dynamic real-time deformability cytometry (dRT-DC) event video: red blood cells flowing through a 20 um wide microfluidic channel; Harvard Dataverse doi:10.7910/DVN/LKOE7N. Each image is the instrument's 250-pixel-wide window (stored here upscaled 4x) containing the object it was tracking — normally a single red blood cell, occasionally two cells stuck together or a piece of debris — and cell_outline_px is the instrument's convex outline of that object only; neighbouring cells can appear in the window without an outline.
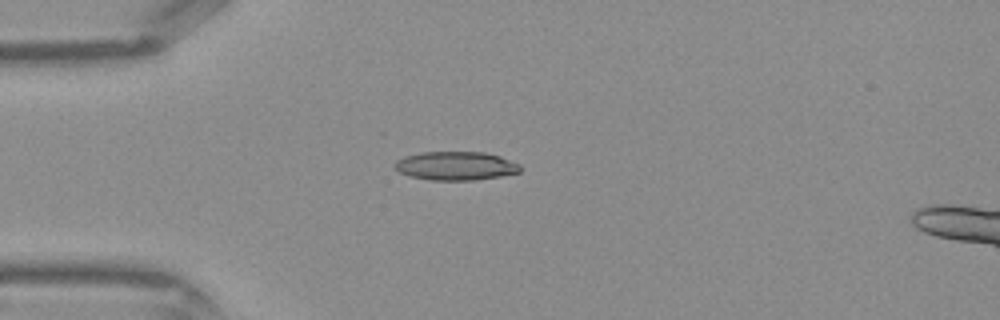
{"species": "Egyptian fruit bat (a non-hibernating species)", "species_latin": "Rousettus aegyptiacus", "temperature_condition": "warm", "stored_images_in_passage": 33, "camera_frame_rate_fps": 3000, "um_per_image_px": 0.085, "frame": {"image": 1, "passage_image": 2, "time_ms": 0.333, "image_size_px": [1000, 320], "cell_outline_px": [[520, 172], [500, 176], [476, 180], [432, 180], [412, 176], [400, 172], [392, 164], [396, 160], [404, 156], [420, 152], [484, 152], [500, 156], [520, 164]], "centroid_in_image_um": [38.73, 14.09], "position_along_channel_um": 46.3, "area_um2": 20.92}}
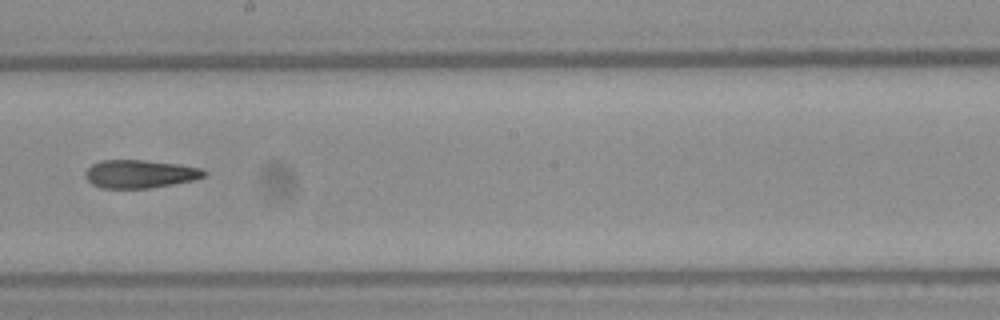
{"frame": {"image": 2, "passage_image": 15, "time_ms": 4.667, "image_size_px": [1000, 320], "cell_outline_px": [[208, 172], [204, 176], [192, 180], [172, 184], [148, 188], [100, 188], [92, 184], [84, 176], [84, 172], [92, 164], [100, 160], [144, 160], [180, 164], [204, 168]], "centroid_in_image_um": [11.89, 14.77], "position_along_channel_um": 236.3, "area_um2": 19.59}}
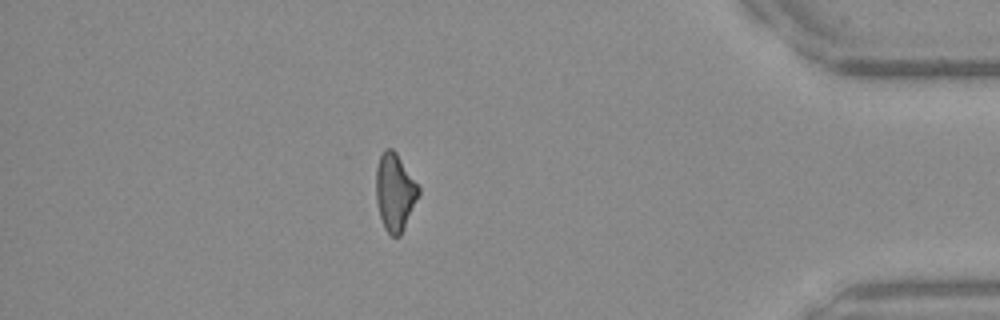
{"frame": {"image": 3, "passage_image": 28, "time_ms": 9.0, "image_size_px": [1000, 320], "cell_outline_px": [[420, 192], [404, 228], [400, 236], [392, 236], [384, 228], [380, 216], [376, 200], [376, 168], [380, 156], [384, 148], [392, 148], [396, 152], [420, 188]], "centroid_in_image_um": [33.55, 16.31], "position_along_channel_um": 401.7, "area_um2": 19.02}}